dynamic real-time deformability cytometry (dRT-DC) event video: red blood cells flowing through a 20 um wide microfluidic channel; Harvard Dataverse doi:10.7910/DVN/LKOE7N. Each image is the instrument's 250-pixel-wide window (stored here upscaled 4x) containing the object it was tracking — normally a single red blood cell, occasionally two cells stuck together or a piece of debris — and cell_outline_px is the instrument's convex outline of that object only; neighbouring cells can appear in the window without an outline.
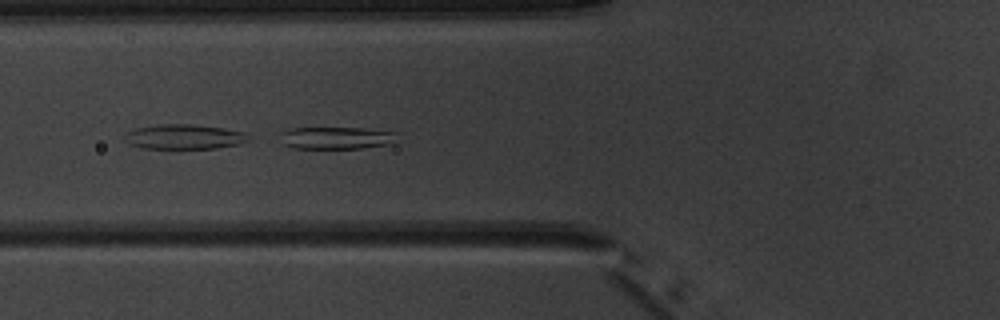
{"species": "common noctule bat (a hibernating species)", "species_latin": "Nyctalus noctula", "temperature_condition": "warm", "stored_images_in_passage": 4, "camera_frame_rate_fps": 3000, "um_per_image_px": 0.085, "animal": {"sex": "male", "body_mass_g": 20.1, "forearm_length_mm": 53.5}, "frame": {"image": 1, "passage_image": 4, "time_ms": 4.333, "image_size_px": [1000, 320], "cell_outline_px": [[396, 132], [392, 140], [388, 144], [364, 148], [292, 148], [284, 144], [280, 132], [288, 128], [364, 128]], "centroid_in_image_um": [28.52, 11.71], "position_along_channel_um": 97.3, "area_um2": 14.91}}